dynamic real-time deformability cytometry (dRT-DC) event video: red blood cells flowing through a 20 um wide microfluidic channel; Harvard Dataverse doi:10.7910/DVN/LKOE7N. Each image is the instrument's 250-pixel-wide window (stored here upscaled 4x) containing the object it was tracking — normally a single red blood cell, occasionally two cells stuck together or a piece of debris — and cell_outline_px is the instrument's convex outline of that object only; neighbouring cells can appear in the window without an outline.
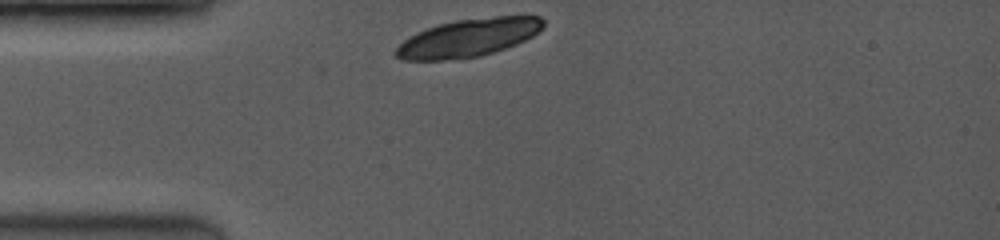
{"species": "common noctule bat (a hibernating species)", "species_latin": "Nyctalus noctula", "temperature_condition": "room temperature", "stored_images_in_passage": 3, "camera_frame_rate_fps": 3500, "um_per_image_px": 0.085, "animal": {"sex": "female", "body_mass_g": 19.0, "forearm_length_mm": 53.3}, "frame": {"image": 1, "passage_image": 1, "time_ms": 0.0, "image_size_px": [1000, 240], "cell_outline_px": [[544, 24], [532, 36], [516, 44], [480, 56], [440, 60], [400, 60], [392, 52], [404, 40], [416, 32], [440, 24], [456, 20], [496, 16], [540, 16], [544, 20]], "centroid_in_image_um": [39.77, 3.21], "position_along_channel_um": 45.2, "area_um2": 32.25}}